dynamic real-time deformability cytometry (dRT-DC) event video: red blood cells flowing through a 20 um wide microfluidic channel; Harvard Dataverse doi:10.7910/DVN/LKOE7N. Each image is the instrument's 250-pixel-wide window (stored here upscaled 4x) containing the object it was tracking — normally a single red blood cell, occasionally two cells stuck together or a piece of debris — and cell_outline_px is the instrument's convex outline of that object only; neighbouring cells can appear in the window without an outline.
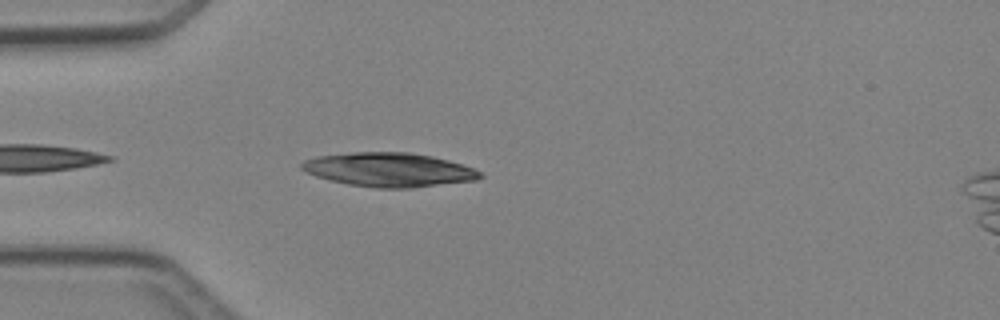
{"species": "Egyptian fruit bat (a non-hibernating species)", "species_latin": "Rousettus aegyptiacus", "temperature_condition": "cold", "stored_images_in_passage": 3, "camera_frame_rate_fps": 3000, "um_per_image_px": 0.085, "animal": {"sex": "female"}, "frame": {"image": 1, "passage_image": 3, "time_ms": 3.333, "image_size_px": [1000, 320], "cell_outline_px": [[484, 176], [476, 180], [412, 188], [376, 188], [348, 184], [316, 176], [300, 168], [300, 164], [304, 160], [316, 156], [352, 152], [408, 152], [432, 156], [448, 160], [472, 168], [480, 172]], "centroid_in_image_um": [33.05, 14.42], "position_along_channel_um": 52.0, "area_um2": 35.2}}